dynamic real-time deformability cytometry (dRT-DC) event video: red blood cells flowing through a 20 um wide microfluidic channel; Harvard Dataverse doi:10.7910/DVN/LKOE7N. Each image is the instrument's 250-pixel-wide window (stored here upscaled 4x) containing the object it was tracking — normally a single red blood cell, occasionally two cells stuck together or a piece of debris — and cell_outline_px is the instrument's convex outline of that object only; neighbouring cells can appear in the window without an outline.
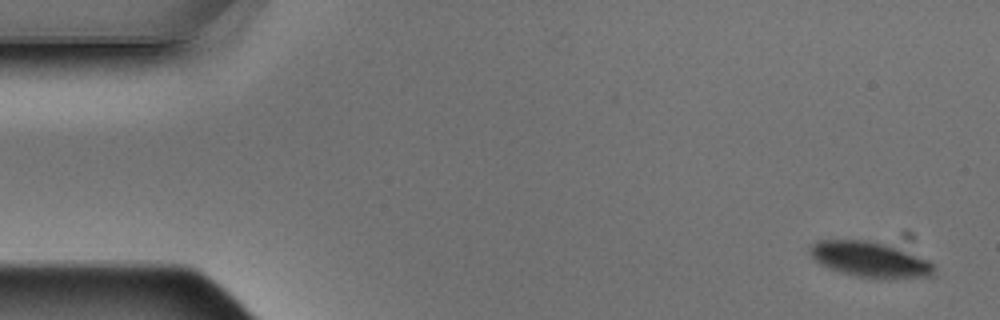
{"species": "Egyptian fruit bat (a non-hibernating species)", "species_latin": "Rousettus aegyptiacus", "temperature_condition": "warm", "stored_images_in_passage": 8, "camera_frame_rate_fps": 3000, "um_per_image_px": 0.085, "animal": {"sex": "male"}, "frame": {"image": 1, "passage_image": 1, "time_ms": 0.0, "image_size_px": [1000, 320], "cell_outline_px": [[936, 268], [932, 276], [880, 280], [856, 276], [828, 268], [820, 264], [812, 256], [808, 248], [812, 244], [820, 240], [868, 240], [888, 244], [928, 260], [936, 264]], "centroid_in_image_um": [73.99, 22.07], "position_along_channel_um": 11.0, "area_um2": 25.95}}
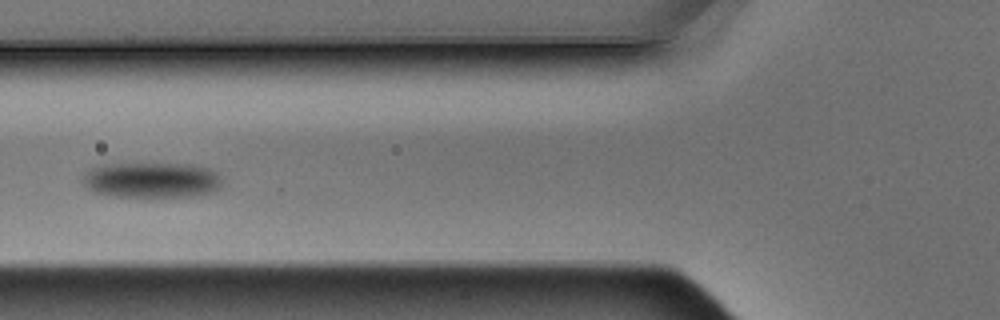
{"frame": {"image": 2, "passage_image": 5, "time_ms": 1.333, "image_size_px": [1000, 320], "cell_outline_px": [[220, 184], [212, 192], [192, 196], [112, 196], [96, 192], [88, 188], [80, 180], [92, 168], [104, 164], [192, 164], [208, 168], [216, 172], [220, 176]], "centroid_in_image_um": [12.88, 15.29], "position_along_channel_um": 112.9, "area_um2": 28.44}}
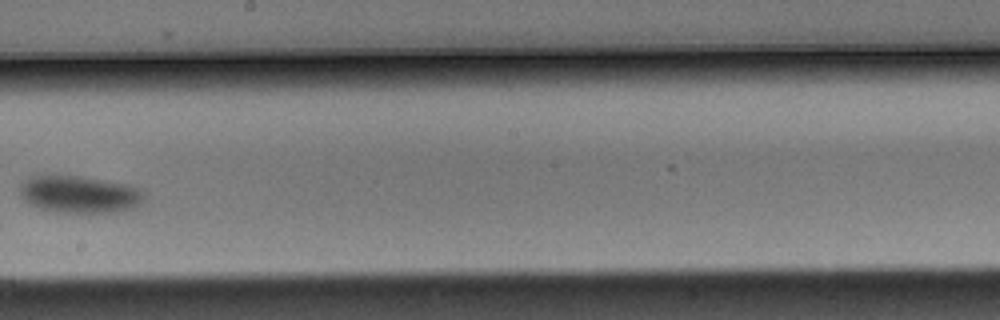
{"frame": {"image": 3, "passage_image": 8, "time_ms": 2.333, "image_size_px": [1000, 320], "cell_outline_px": [[144, 196], [140, 204], [132, 208], [120, 212], [60, 212], [40, 208], [28, 204], [20, 196], [20, 188], [28, 180], [36, 176], [84, 176], [132, 184], [144, 192]], "centroid_in_image_um": [6.83, 16.52], "position_along_channel_um": 241.4, "area_um2": 26.88}}